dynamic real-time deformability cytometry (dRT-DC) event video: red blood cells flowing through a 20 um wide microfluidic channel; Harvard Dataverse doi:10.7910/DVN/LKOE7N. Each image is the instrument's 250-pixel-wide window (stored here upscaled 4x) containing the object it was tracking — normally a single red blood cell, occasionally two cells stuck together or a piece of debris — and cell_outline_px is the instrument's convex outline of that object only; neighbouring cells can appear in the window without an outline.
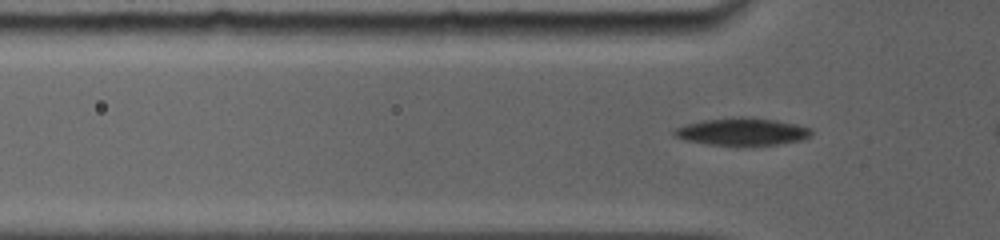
{"species": "common noctule bat (a hibernating species)", "species_latin": "Nyctalus noctula", "temperature_condition": "room temperature", "stored_images_in_passage": 44, "camera_frame_rate_fps": 5000, "um_per_image_px": 0.085, "animal": {"sex": "female", "body_mass_g": 19.0, "forearm_length_mm": 56.7}, "frame": {"image": 1, "passage_image": 8, "time_ms": 1.6, "image_size_px": [1000, 240], "cell_outline_px": [[812, 136], [800, 140], [776, 144], [708, 144], [684, 140], [676, 136], [672, 132], [672, 128], [684, 124], [704, 120], [732, 116], [752, 116], [776, 120], [796, 124], [812, 128]], "centroid_in_image_um": [63.06, 11.15], "position_along_channel_um": 62.7, "area_um2": 21.96}}
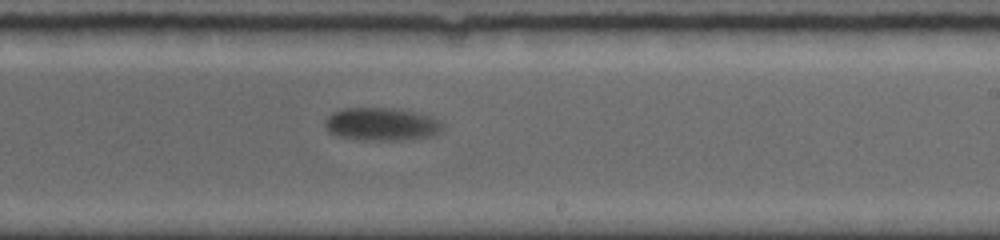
{"frame": {"image": 2, "passage_image": 29, "time_ms": 6.8, "image_size_px": [1000, 240], "cell_outline_px": [[444, 128], [440, 132], [432, 136], [400, 140], [356, 140], [336, 136], [328, 132], [324, 128], [324, 120], [332, 112], [344, 108], [392, 108], [412, 112], [428, 116], [440, 120]], "centroid_in_image_um": [32.37, 10.57], "position_along_channel_um": 256.6, "area_um2": 22.77}}
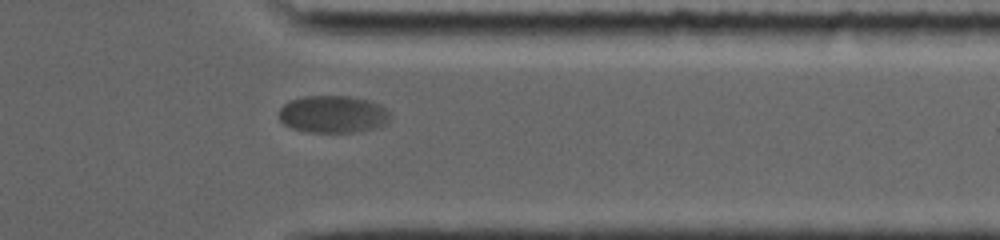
{"frame": {"image": 3, "passage_image": 44, "time_ms": 10.2, "image_size_px": [1000, 240], "cell_outline_px": [[392, 116], [384, 124], [376, 128], [352, 132], [308, 132], [292, 128], [284, 124], [280, 120], [280, 108], [284, 104], [292, 100], [304, 96], [348, 96], [368, 100], [380, 104]], "centroid_in_image_um": [28.31, 9.71], "position_along_channel_um": 383.1, "area_um2": 24.04}}